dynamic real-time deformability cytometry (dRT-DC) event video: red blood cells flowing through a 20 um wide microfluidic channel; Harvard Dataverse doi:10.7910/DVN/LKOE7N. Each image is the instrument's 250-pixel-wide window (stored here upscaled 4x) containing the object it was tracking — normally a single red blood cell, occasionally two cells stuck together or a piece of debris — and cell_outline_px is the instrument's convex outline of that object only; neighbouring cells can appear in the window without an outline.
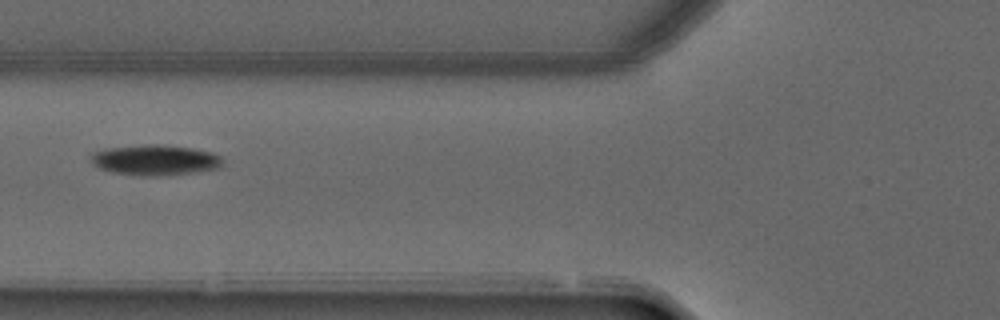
{"species": "common noctule bat (a hibernating species)", "species_latin": "Nyctalus noctula", "temperature_condition": "warm", "stored_images_in_passage": 6, "camera_frame_rate_fps": 3000, "um_per_image_px": 0.085, "animal": {"sex": "male", "forearm_length_mm": 52.5}, "frame": {"image": 1, "passage_image": 6, "time_ms": 1.667, "image_size_px": [1000, 320], "cell_outline_px": [[220, 168], [192, 172], [156, 176], [140, 176], [112, 172], [100, 168], [92, 160], [92, 156], [96, 152], [104, 148], [144, 144], [164, 144], [196, 148], [212, 152], [220, 156]], "centroid_in_image_um": [13.2, 13.58], "position_along_channel_um": 112.6, "area_um2": 23.29}}